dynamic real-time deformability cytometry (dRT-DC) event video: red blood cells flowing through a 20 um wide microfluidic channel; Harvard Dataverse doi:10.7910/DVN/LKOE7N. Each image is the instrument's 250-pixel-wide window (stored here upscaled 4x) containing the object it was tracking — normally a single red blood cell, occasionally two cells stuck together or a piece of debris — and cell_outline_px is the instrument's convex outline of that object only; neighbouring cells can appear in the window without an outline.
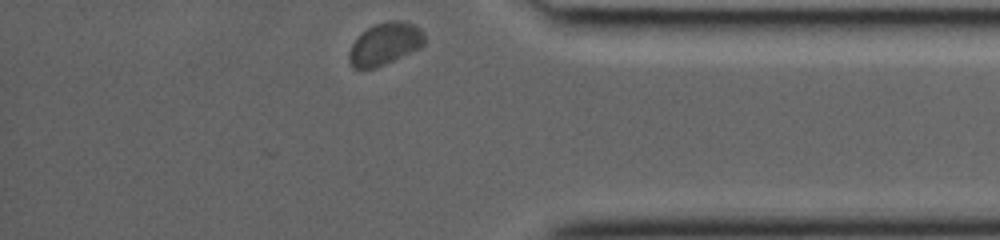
{"species": "common noctule bat (a hibernating species)", "species_latin": "Nyctalus noctula", "temperature_condition": "room temperature", "stored_images_in_passage": 29, "segment_of_instrument_passage": [2, 2], "camera_frame_rate_fps": 3000, "um_per_image_px": 0.085, "animal": {"sex": "female", "body_mass_g": 19.0, "forearm_length_mm": 53.3}, "frame": {"image": 1, "passage_image": 29, "time_ms": 9.333, "image_size_px": [1000, 240], "cell_outline_px": [[424, 44], [420, 48], [376, 68], [356, 68], [348, 60], [348, 52], [352, 44], [368, 28], [376, 24], [388, 20], [400, 20], [416, 24], [424, 32]], "centroid_in_image_um": [32.75, 3.71], "position_along_channel_um": 402.4, "area_um2": 18.44}}